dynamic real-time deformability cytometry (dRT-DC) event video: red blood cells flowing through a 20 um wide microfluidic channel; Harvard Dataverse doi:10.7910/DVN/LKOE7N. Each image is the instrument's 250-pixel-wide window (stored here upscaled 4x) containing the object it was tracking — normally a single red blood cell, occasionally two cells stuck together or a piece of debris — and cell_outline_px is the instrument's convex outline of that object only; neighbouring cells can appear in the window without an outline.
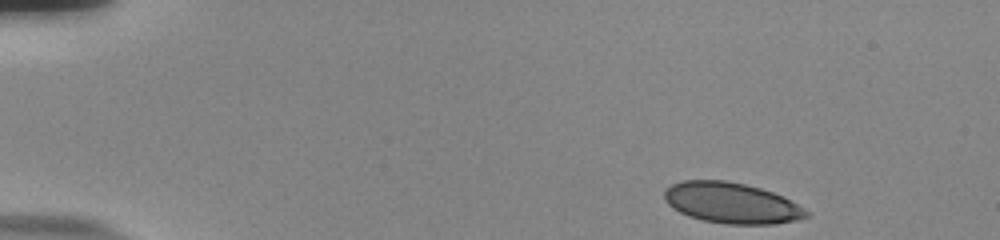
{"species": "human", "species_latin": "Homo sapiens", "temperature_condition": "room temperature", "stored_images_in_passage": 49, "camera_frame_rate_fps": 3000, "um_per_image_px": 0.085, "donor": {"sex": "male"}, "frame": {"image": 1, "passage_image": 1, "time_ms": 0.0, "image_size_px": [1000, 240], "cell_outline_px": [[808, 216], [796, 220], [776, 224], [728, 224], [704, 220], [688, 216], [672, 208], [668, 204], [664, 196], [664, 192], [672, 184], [684, 180], [724, 180], [744, 184], [760, 188], [772, 192], [796, 204], [808, 212]], "centroid_in_image_um": [62.14, 17.25], "position_along_channel_um": 22.9, "area_um2": 33.29}}
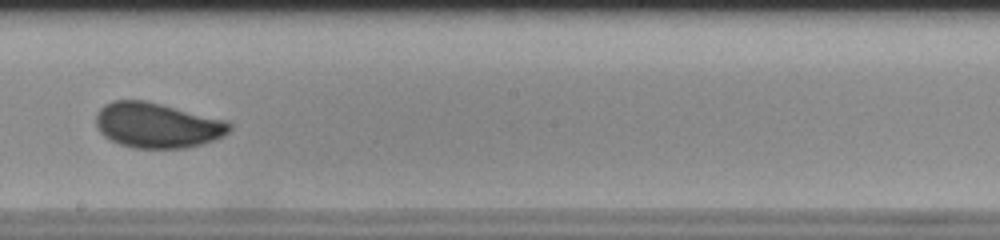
{"frame": {"image": 2, "passage_image": 27, "time_ms": 8.667, "image_size_px": [1000, 240], "cell_outline_px": [[232, 128], [224, 136], [200, 144], [184, 148], [132, 148], [120, 144], [104, 136], [100, 132], [96, 124], [96, 112], [104, 104], [112, 100], [144, 100], [228, 120], [232, 124]], "centroid_in_image_um": [13.36, 10.64], "position_along_channel_um": 234.8, "area_um2": 35.26}}
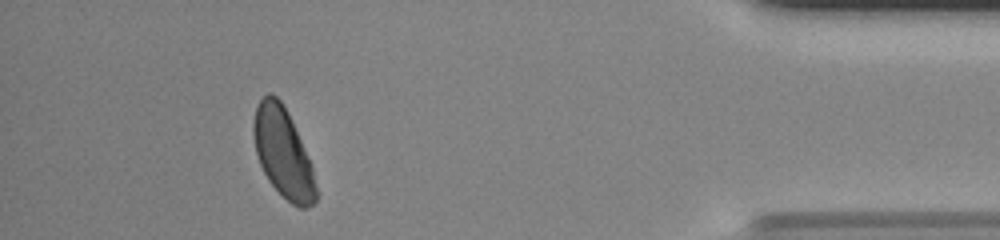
{"frame": {"image": 3, "passage_image": 45, "time_ms": 14.667, "image_size_px": [1000, 240], "cell_outline_px": [[316, 200], [312, 204], [304, 208], [300, 208], [292, 204], [268, 180], [260, 164], [256, 152], [252, 132], [252, 124], [256, 104], [268, 92], [272, 92], [280, 100], [288, 112], [312, 168], [316, 188]], "centroid_in_image_um": [24.01, 12.95], "position_along_channel_um": 411.2, "area_um2": 32.02}, "authors_computed_cell_mechanics": {"area_um2": 34.2176, "velocity_mm_per_s": 3.7072, "shape_relaxation_time_tau1_ms": 4.6858, "shape_relaxation_time_tau2_ms": null, "deformation_change_tau1": 0.1073, "deformation_change_tau2": null}}